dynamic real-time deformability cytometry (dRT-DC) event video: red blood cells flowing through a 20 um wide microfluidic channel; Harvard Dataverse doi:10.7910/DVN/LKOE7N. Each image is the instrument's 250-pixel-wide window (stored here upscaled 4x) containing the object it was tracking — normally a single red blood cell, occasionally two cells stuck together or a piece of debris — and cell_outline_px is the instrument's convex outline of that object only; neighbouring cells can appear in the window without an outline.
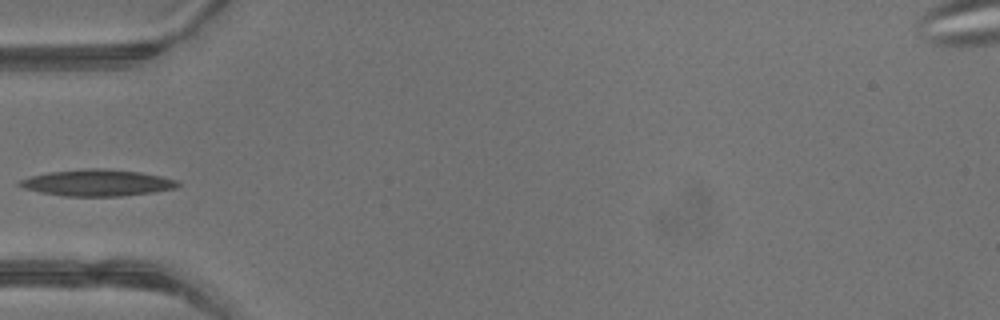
{"species": "common noctule bat (a hibernating species)", "species_latin": "Nyctalus noctula", "temperature_condition": "warm", "stored_images_in_passage": 4, "camera_frame_rate_fps": 3000, "um_per_image_px": 0.085, "animal": {"sex": "male", "body_mass_g": 13.3}, "frame": {"image": 1, "passage_image": 4, "time_ms": 1.0, "image_size_px": [1000, 320], "cell_outline_px": [[180, 184], [176, 188], [152, 192], [120, 196], [64, 196], [40, 192], [24, 188], [16, 184], [20, 180], [32, 176], [48, 172], [88, 168], [104, 168], [140, 172], [160, 176], [176, 180]], "centroid_in_image_um": [8.25, 15.53], "position_along_channel_um": 76.7, "area_um2": 24.28}}